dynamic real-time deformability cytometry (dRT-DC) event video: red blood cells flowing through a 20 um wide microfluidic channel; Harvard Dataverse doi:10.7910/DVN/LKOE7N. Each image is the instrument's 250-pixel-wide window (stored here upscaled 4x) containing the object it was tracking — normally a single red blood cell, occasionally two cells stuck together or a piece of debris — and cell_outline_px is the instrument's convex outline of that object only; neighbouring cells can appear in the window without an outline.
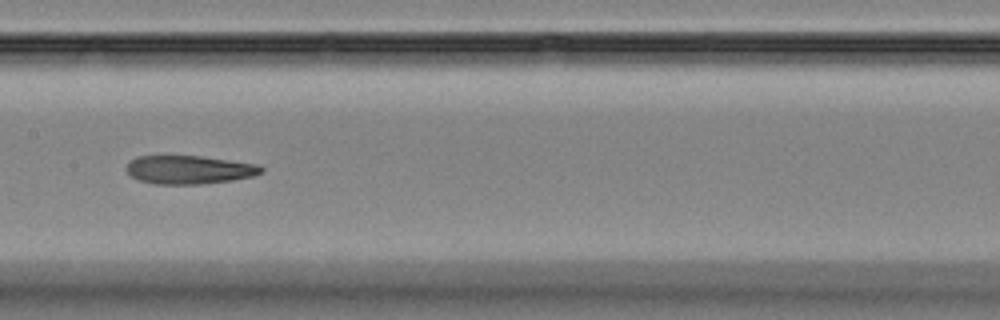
{"species": "Egyptian fruit bat (a non-hibernating species)", "species_latin": "Rousettus aegyptiacus", "temperature_condition": "room temperature", "stored_images_in_passage": 37, "camera_frame_rate_fps": 3000, "um_per_image_px": 0.085, "animal": {"sex": "female"}, "frame": {"image": 1, "passage_image": 27, "time_ms": 8.667, "image_size_px": [1000, 320], "cell_outline_px": [[264, 168], [260, 172], [252, 176], [232, 180], [200, 184], [152, 184], [136, 180], [128, 172], [128, 164], [136, 156], [200, 156], [260, 164]], "centroid_in_image_um": [16.08, 14.43], "position_along_channel_um": 191.3, "area_um2": 22.25}}